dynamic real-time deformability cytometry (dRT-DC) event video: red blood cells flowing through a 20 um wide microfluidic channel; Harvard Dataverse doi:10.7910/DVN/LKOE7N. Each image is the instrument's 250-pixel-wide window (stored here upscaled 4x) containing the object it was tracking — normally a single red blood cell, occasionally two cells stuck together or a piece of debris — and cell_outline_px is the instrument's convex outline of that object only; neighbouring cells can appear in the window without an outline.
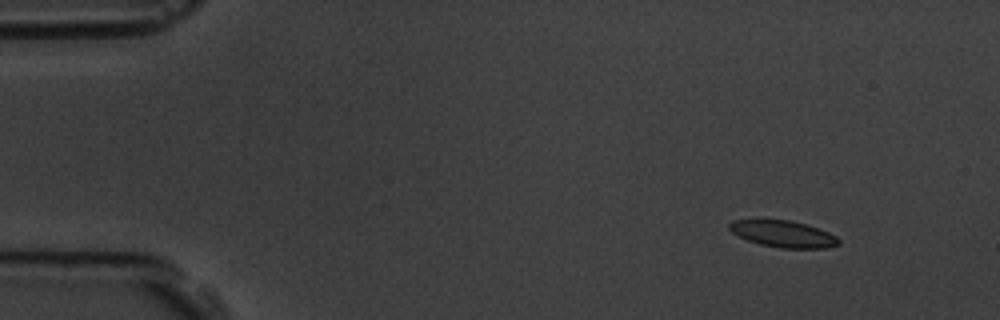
{"species": "common noctule bat (a hibernating species)", "species_latin": "Nyctalus noctula", "temperature_condition": "room temperature", "stored_images_in_passage": 5, "segment_of_instrument_passage": [1, 2], "camera_frame_rate_fps": 3000, "um_per_image_px": 0.085, "animal": {"sex": "male", "body_mass_g": 19.5, "forearm_length_mm": 54.6}, "frame": {"image": 1, "passage_image": 1, "time_ms": 0.0, "image_size_px": [1000, 320], "cell_outline_px": [[840, 244], [828, 248], [780, 248], [760, 244], [748, 240], [732, 232], [728, 228], [728, 224], [732, 220], [792, 220], [828, 232], [836, 236], [840, 240]], "centroid_in_image_um": [66.58, 19.89], "position_along_channel_um": 18.4, "area_um2": 16.82}}
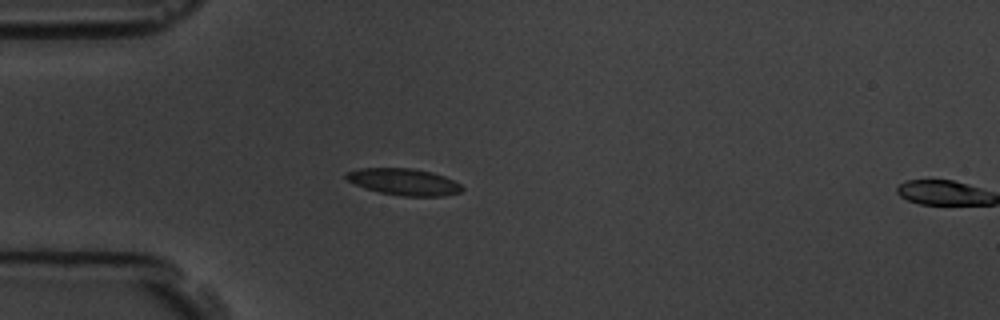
{"frame": {"image": 2, "passage_image": 4, "time_ms": 3.333, "image_size_px": [1000, 320], "cell_outline_px": [[464, 188], [460, 192], [444, 196], [400, 196], [380, 192], [364, 188], [348, 180], [344, 176], [348, 172], [360, 168], [412, 168], [432, 172], [444, 176], [460, 184]], "centroid_in_image_um": [34.34, 15.46], "position_along_channel_um": 50.7, "area_um2": 17.92}}